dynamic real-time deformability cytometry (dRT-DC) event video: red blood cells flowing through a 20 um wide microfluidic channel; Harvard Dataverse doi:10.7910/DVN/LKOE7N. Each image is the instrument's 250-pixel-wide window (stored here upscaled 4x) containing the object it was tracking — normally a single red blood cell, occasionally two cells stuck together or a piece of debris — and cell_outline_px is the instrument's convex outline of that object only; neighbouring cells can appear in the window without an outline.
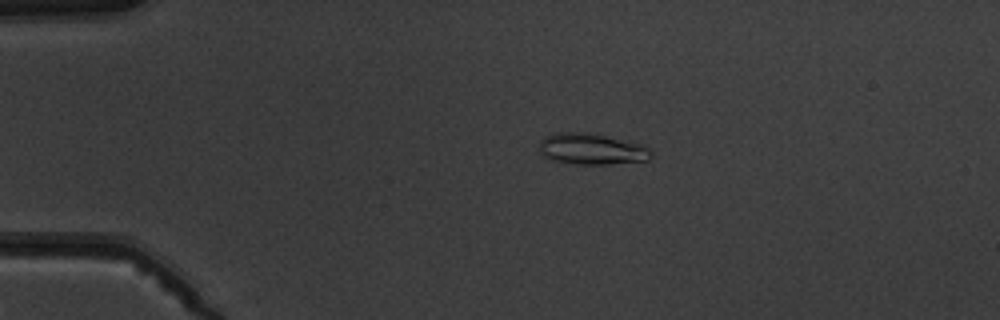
{"species": "common noctule bat (a hibernating species)", "species_latin": "Nyctalus noctula", "temperature_condition": "warm", "stored_images_in_passage": 7, "camera_frame_rate_fps": 3000, "um_per_image_px": 0.085, "animal": {"sex": "male", "body_mass_g": 19.5, "forearm_length_mm": 54.6}, "frame": {"image": 1, "passage_image": 4, "time_ms": 3.333, "image_size_px": [1000, 320], "cell_outline_px": [[652, 156], [648, 160], [612, 164], [572, 164], [552, 160], [544, 156], [540, 152], [540, 140], [544, 136], [556, 132], [588, 132], [644, 144], [652, 152]], "centroid_in_image_um": [50.29, 12.66], "position_along_channel_um": 34.7, "area_um2": 20.58}}
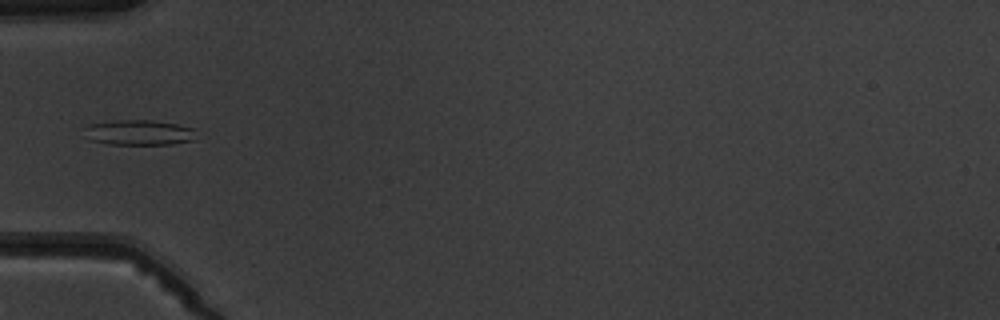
{"frame": {"image": 2, "passage_image": 6, "time_ms": 5.667, "image_size_px": [1000, 320], "cell_outline_px": [[192, 140], [172, 144], [108, 144], [88, 140], [84, 128], [88, 124], [120, 120], [152, 120], [176, 124], [192, 128]], "centroid_in_image_um": [11.72, 11.26], "position_along_channel_um": 73.3, "area_um2": 16.18}}
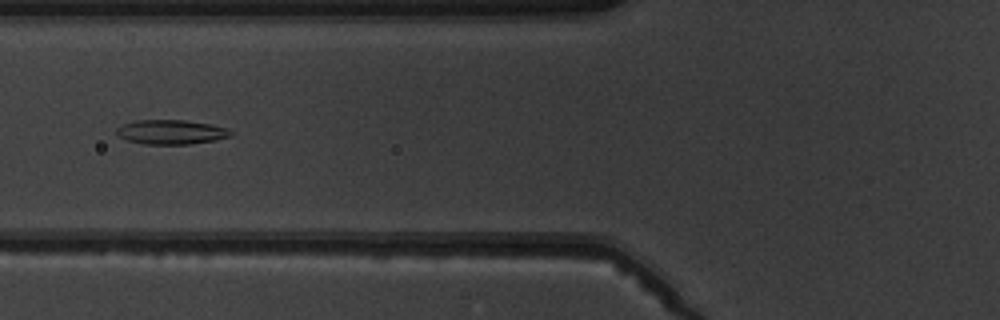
{"frame": {"image": 3, "passage_image": 7, "time_ms": 6.667, "image_size_px": [1000, 320], "cell_outline_px": [[232, 136], [216, 140], [188, 144], [144, 144], [128, 140], [120, 136], [116, 132], [116, 128], [124, 124], [136, 120], [184, 120], [212, 124], [228, 128], [232, 132]], "centroid_in_image_um": [14.59, 11.22], "position_along_channel_um": 111.2, "area_um2": 16.24}}